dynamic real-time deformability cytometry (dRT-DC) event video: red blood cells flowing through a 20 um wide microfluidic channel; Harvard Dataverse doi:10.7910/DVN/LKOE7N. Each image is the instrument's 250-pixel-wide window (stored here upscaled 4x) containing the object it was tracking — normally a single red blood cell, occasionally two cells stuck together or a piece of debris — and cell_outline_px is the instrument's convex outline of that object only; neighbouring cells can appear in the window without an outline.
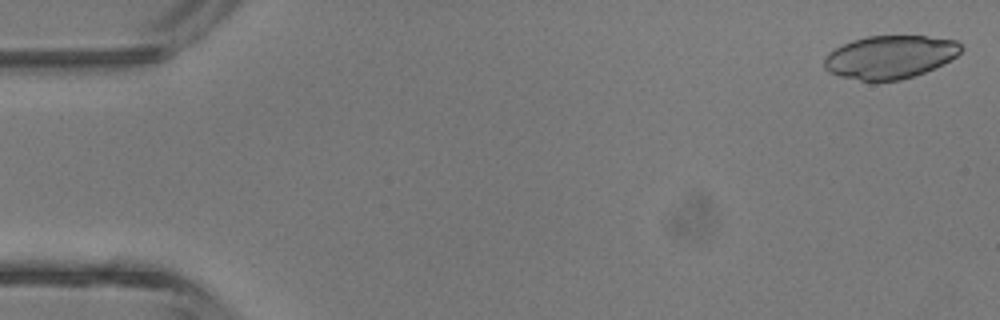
{"species": "common noctule bat (a hibernating species)", "species_latin": "Nyctalus noctula", "temperature_condition": "room temperature", "stored_images_in_passage": 5, "camera_frame_rate_fps": 3000, "um_per_image_px": 0.085, "animal": {"sex": "male", "body_mass_g": 13.3}, "frame": {"image": 1, "passage_image": 1, "time_ms": 0.0, "image_size_px": [1000, 320], "cell_outline_px": [[964, 48], [956, 56], [944, 64], [924, 72], [900, 80], [872, 84], [840, 76], [828, 72], [824, 68], [824, 60], [828, 52], [852, 40], [868, 36], [924, 36], [956, 40], [964, 44]], "centroid_in_image_um": [75.65, 4.88], "position_along_channel_um": 9.4, "area_um2": 34.97}}